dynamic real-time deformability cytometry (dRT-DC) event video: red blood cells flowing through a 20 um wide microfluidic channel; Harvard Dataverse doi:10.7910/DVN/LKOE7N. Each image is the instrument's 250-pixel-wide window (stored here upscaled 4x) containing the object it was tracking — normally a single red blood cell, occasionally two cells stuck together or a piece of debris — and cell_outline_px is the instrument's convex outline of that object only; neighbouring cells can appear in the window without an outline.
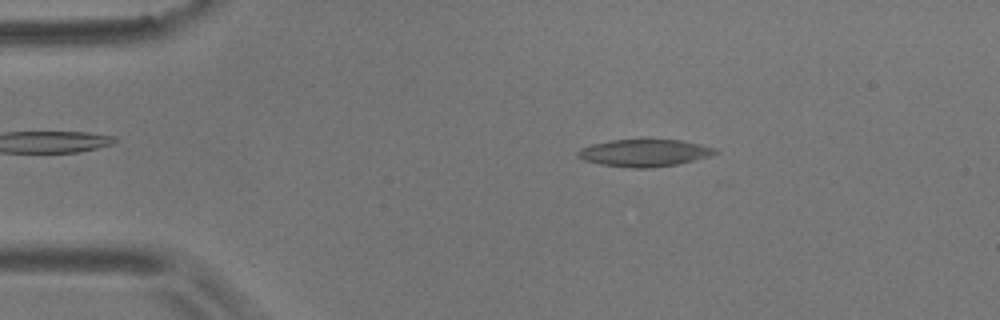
{"species": "common noctule bat (a hibernating species)", "species_latin": "Nyctalus noctula", "temperature_condition": "room temperature", "stored_images_in_passage": 2, "camera_frame_rate_fps": 3000, "um_per_image_px": 0.085, "animal": {"sex": "male", "body_mass_g": 17.9}, "frame": {"image": 1, "passage_image": 1, "time_ms": 0.0, "image_size_px": [1000, 320], "cell_outline_px": [[720, 152], [712, 156], [676, 164], [648, 168], [632, 168], [600, 164], [584, 160], [576, 156], [576, 152], [580, 148], [592, 144], [612, 140], [680, 140], [700, 144], [716, 148]], "centroid_in_image_um": [54.78, 13.0], "position_along_channel_um": 30.2, "area_um2": 21.73}}